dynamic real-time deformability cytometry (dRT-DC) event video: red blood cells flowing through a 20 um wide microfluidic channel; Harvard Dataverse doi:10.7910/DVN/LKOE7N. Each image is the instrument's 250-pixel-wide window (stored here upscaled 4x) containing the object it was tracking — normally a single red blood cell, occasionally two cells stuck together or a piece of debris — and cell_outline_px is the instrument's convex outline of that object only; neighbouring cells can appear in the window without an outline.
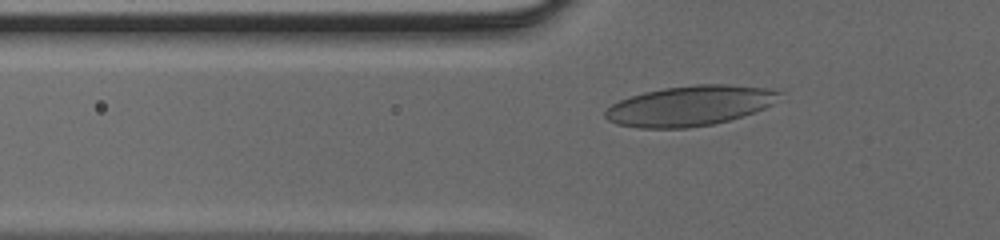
{"species": "human", "species_latin": "Homo sapiens", "temperature_condition": "cold", "stored_images_in_passage": 31, "camera_frame_rate_fps": 3000, "um_per_image_px": 0.085, "donor": {"sex": "male"}, "frame": {"image": 1, "passage_image": 2, "time_ms": 0.333, "image_size_px": [1000, 240], "cell_outline_px": [[788, 100], [716, 124], [688, 128], [640, 128], [616, 124], [608, 120], [604, 116], [604, 112], [612, 104], [620, 100], [644, 92], [664, 88], [696, 84], [724, 84], [768, 88], [784, 92]], "centroid_in_image_um": [58.75, 8.98], "position_along_channel_um": 67.1, "area_um2": 41.27}}
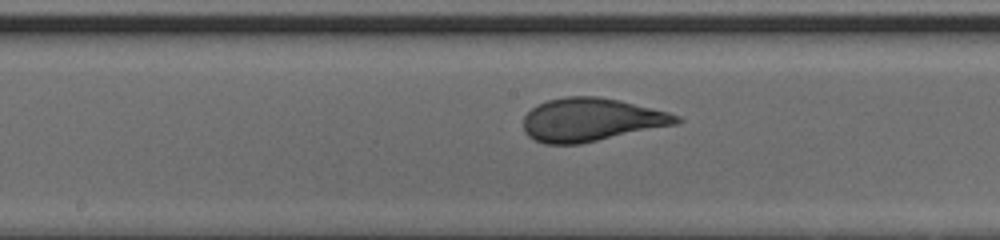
{"frame": {"image": 2, "passage_image": 11, "time_ms": 3.333, "image_size_px": [1000, 240], "cell_outline_px": [[684, 120], [680, 124], [580, 144], [544, 144], [532, 140], [524, 132], [524, 116], [532, 108], [548, 100], [564, 96], [596, 96], [620, 100], [668, 112], [680, 116]], "centroid_in_image_um": [50.28, 10.19], "position_along_channel_um": 197.9, "area_um2": 38.9}}
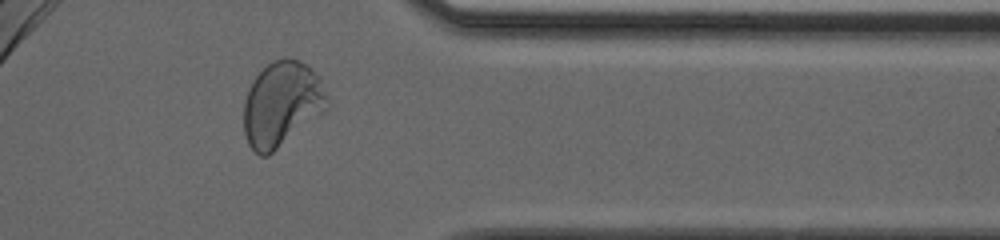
{"frame": {"image": 3, "passage_image": 24, "time_ms": 7.667, "image_size_px": [1000, 240], "cell_outline_px": [[328, 112], [268, 156], [260, 156], [248, 144], [244, 132], [244, 104], [248, 88], [252, 80], [272, 60], [284, 56], [300, 60], [308, 64], [320, 76], [328, 100]], "centroid_in_image_um": [24.0, 8.84], "position_along_channel_um": 387.4, "area_um2": 42.31}}